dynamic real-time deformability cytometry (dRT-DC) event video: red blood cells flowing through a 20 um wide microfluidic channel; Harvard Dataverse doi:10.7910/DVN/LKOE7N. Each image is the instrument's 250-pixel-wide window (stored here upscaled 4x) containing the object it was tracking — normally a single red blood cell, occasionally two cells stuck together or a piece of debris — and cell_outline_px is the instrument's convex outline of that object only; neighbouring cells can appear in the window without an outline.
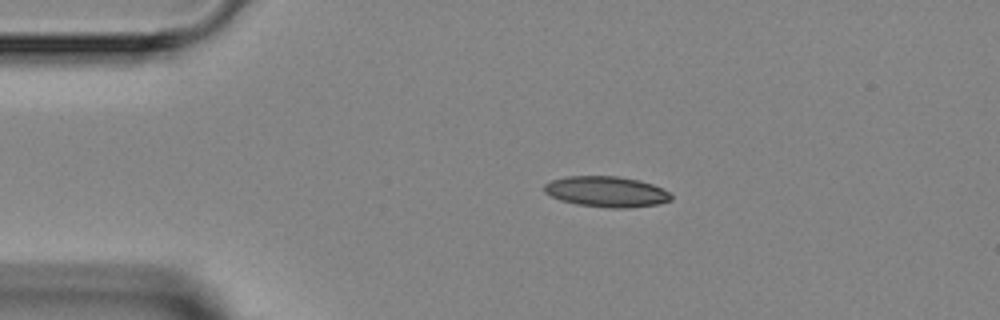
{"species": "Egyptian fruit bat (a non-hibernating species)", "species_latin": "Rousettus aegyptiacus", "temperature_condition": "room temperature", "stored_images_in_passage": 4, "camera_frame_rate_fps": 3000, "um_per_image_px": 0.085, "animal": {"sex": "female"}, "frame": {"image": 1, "passage_image": 2, "time_ms": 1.333, "image_size_px": [1000, 320], "cell_outline_px": [[672, 200], [656, 204], [632, 208], [612, 208], [576, 204], [560, 200], [544, 192], [544, 184], [552, 180], [568, 176], [616, 176], [640, 180], [652, 184], [668, 192], [672, 196]], "centroid_in_image_um": [51.54, 16.29], "position_along_channel_um": 33.5, "area_um2": 22.6}}